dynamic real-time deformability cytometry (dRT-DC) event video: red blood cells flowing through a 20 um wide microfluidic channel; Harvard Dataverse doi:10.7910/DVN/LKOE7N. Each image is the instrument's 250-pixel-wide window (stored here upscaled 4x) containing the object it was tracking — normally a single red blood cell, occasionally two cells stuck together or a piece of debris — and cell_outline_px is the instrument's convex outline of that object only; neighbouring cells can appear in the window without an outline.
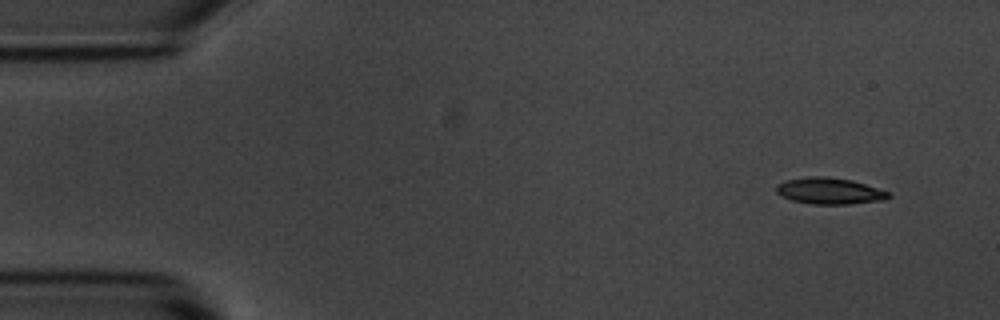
{"species": "common noctule bat (a hibernating species)", "species_latin": "Nyctalus noctula", "temperature_condition": "room temperature", "stored_images_in_passage": 51, "camera_frame_rate_fps": 3000, "um_per_image_px": 0.085, "animal": {"sex": "male", "body_mass_g": 20.1, "forearm_length_mm": 53.5}, "frame": {"image": 1, "passage_image": 1, "time_ms": 0.0, "image_size_px": [1000, 320], "cell_outline_px": [[892, 196], [884, 200], [848, 204], [812, 204], [792, 200], [776, 192], [776, 184], [788, 180], [808, 176], [824, 176], [852, 180], [888, 192]], "centroid_in_image_um": [70.5, 16.23], "position_along_channel_um": 14.5, "area_um2": 17.05}}
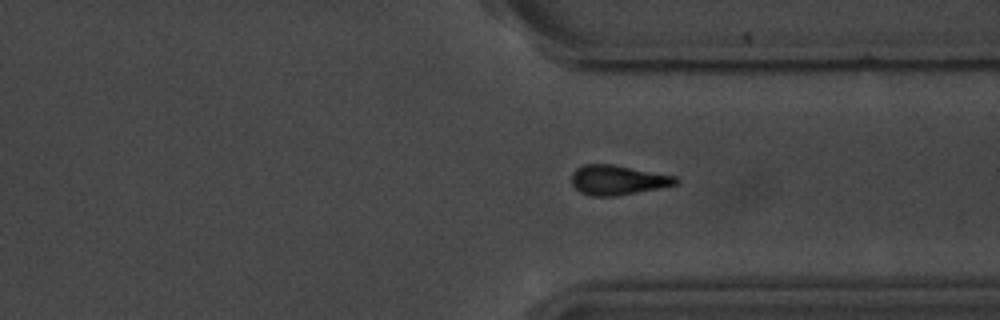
{"frame": {"image": 2, "passage_image": 37, "time_ms": 12.0, "image_size_px": [1000, 320], "cell_outline_px": [[680, 180], [676, 184], [616, 196], [592, 196], [580, 192], [572, 184], [572, 172], [576, 168], [584, 164], [612, 164], [676, 176]], "centroid_in_image_um": [52.47, 15.29], "position_along_channel_um": 358.9, "area_um2": 17.86}}
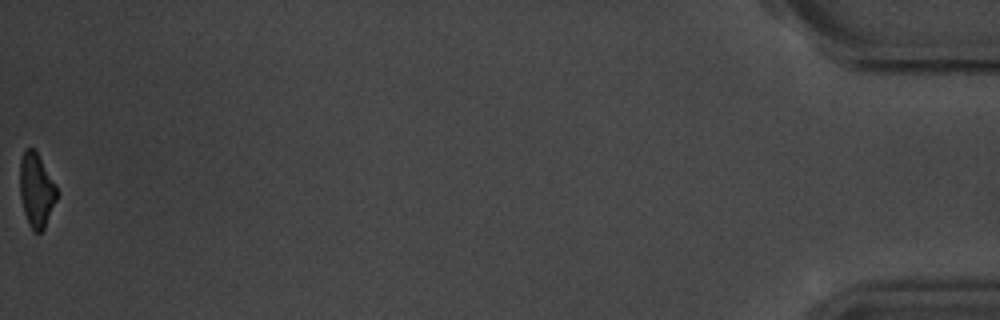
{"frame": {"image": 3, "passage_image": 51, "time_ms": 16.667, "image_size_px": [1000, 320], "cell_outline_px": [[56, 200], [44, 228], [40, 232], [32, 232], [28, 224], [24, 212], [20, 196], [20, 160], [24, 148], [32, 148], [36, 152], [56, 184]], "centroid_in_image_um": [3.07, 16.17], "position_along_channel_um": 432.1, "area_um2": 15.78}, "authors_computed_cell_mechanics": {"area_um2": 17.8602, "velocity_mm_per_s": 3.7245, "shape_relaxation_time_tau1_ms": 2.6949, "shape_relaxation_time_tau2_ms": null, "deformation_change_tau1": 0.1644, "deformation_change_tau2": null}}